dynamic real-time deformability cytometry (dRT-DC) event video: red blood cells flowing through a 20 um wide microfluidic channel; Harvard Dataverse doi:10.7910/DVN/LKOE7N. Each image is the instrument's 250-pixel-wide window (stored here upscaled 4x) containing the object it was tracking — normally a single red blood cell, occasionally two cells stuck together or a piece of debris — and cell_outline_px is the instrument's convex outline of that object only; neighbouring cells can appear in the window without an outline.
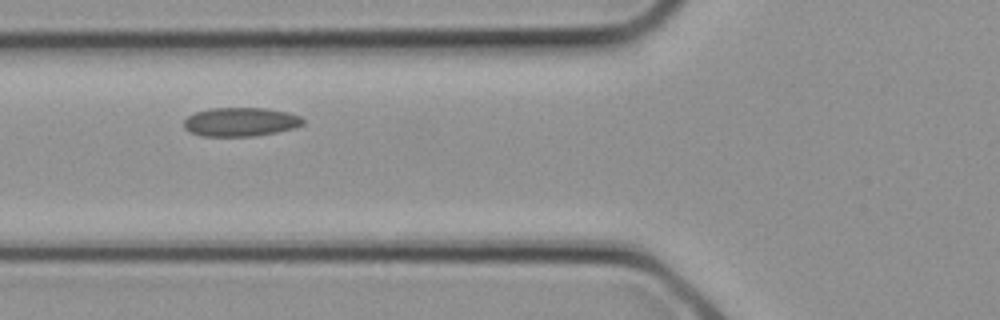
{"species": "common noctule bat (a hibernating species)", "species_latin": "Nyctalus noctula", "temperature_condition": "cold", "stored_images_in_passage": 3, "camera_frame_rate_fps": 3000, "um_per_image_px": 0.085, "animal": {"sex": "female", "body_mass_g": 21.9}, "frame": {"image": 1, "passage_image": 3, "time_ms": 0.667, "image_size_px": [1000, 320], "cell_outline_px": [[304, 124], [296, 128], [256, 136], [200, 136], [188, 132], [184, 128], [184, 120], [188, 116], [196, 112], [212, 108], [264, 108], [288, 112], [300, 116], [304, 120]], "centroid_in_image_um": [20.45, 10.37], "position_along_channel_um": 105.4, "area_um2": 20.17}}